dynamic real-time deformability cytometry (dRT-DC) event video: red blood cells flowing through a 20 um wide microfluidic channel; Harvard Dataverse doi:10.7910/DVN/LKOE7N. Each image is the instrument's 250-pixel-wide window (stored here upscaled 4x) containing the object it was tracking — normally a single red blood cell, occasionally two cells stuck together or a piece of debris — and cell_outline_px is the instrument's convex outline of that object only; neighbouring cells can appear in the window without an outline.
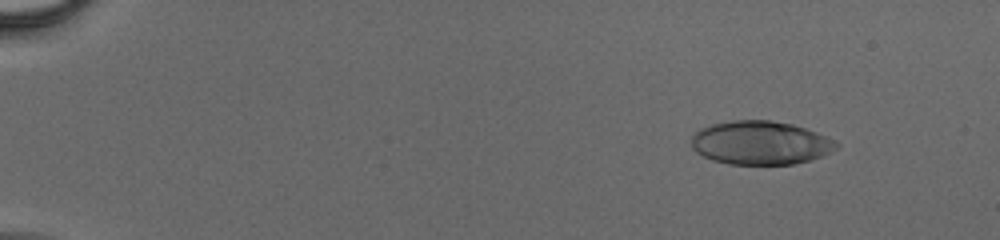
{"species": "human", "species_latin": "Homo sapiens", "temperature_condition": "cold", "stored_images_in_passage": 56, "camera_frame_rate_fps": 3000, "um_per_image_px": 0.085, "donor": {"sex": "male"}, "frame": {"image": 1, "passage_image": 7, "time_ms": 2.0, "image_size_px": [1000, 240], "cell_outline_px": [[840, 144], [836, 148], [820, 156], [808, 160], [792, 164], [728, 164], [712, 160], [696, 152], [692, 148], [692, 136], [700, 128], [712, 124], [732, 120], [772, 120], [792, 124], [816, 132]], "centroid_in_image_um": [64.59, 12.13], "position_along_channel_um": 20.4, "area_um2": 36.53}}
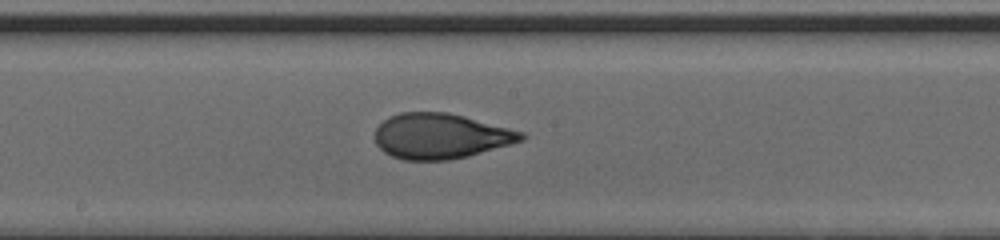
{"frame": {"image": 2, "passage_image": 33, "time_ms": 10.667, "image_size_px": [1000, 240], "cell_outline_px": [[528, 136], [524, 140], [468, 156], [448, 160], [404, 160], [392, 156], [384, 152], [376, 144], [376, 128], [388, 116], [400, 112], [448, 112], [464, 116], [524, 132]], "centroid_in_image_um": [37.45, 11.56], "position_along_channel_um": 210.8, "area_um2": 38.61}}
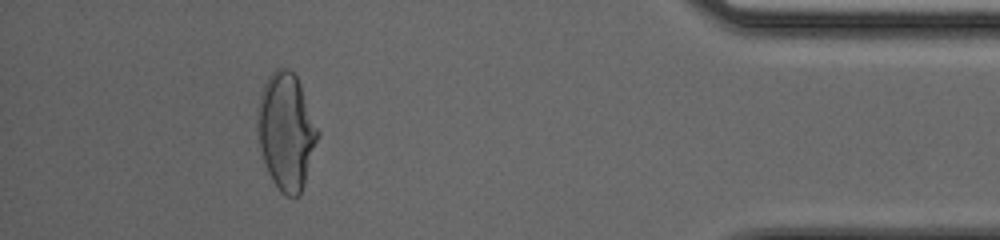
{"frame": {"image": 3, "passage_image": 52, "time_ms": 17.0, "image_size_px": [1000, 240], "cell_outline_px": [[320, 136], [300, 196], [288, 196], [280, 192], [272, 180], [268, 172], [260, 148], [256, 128], [256, 108], [260, 92], [268, 76], [276, 68], [288, 68], [296, 76], [300, 84], [320, 132]], "centroid_in_image_um": [24.32, 11.16], "position_along_channel_um": 410.9, "area_um2": 41.38}}